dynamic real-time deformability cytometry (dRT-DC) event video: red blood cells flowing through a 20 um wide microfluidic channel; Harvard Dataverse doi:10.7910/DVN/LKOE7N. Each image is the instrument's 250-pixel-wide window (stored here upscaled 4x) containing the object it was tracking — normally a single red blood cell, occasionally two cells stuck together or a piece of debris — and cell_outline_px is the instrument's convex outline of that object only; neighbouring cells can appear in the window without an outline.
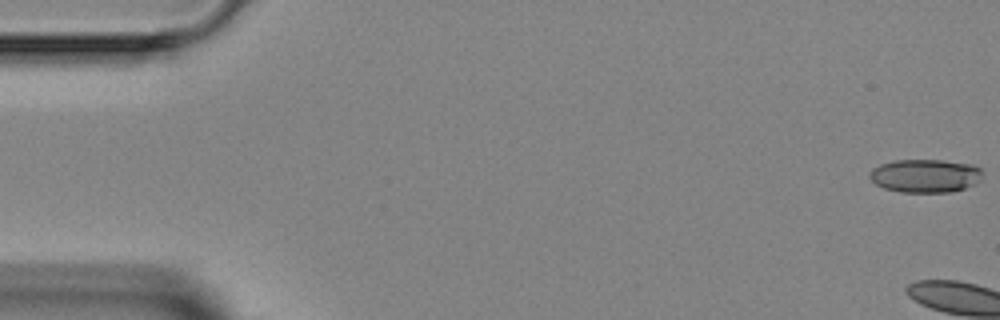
{"species": "Egyptian fruit bat (a non-hibernating species)", "species_latin": "Rousettus aegyptiacus", "temperature_condition": "room temperature", "stored_images_in_passage": 3, "camera_frame_rate_fps": 3000, "um_per_image_px": 0.085, "animal": {"sex": "female"}, "frame": {"image": 1, "passage_image": 1, "time_ms": 0.0, "image_size_px": [1000, 320], "cell_outline_px": [[984, 172], [980, 180], [964, 188], [952, 192], [900, 192], [884, 188], [876, 184], [868, 176], [868, 172], [872, 168], [880, 164], [896, 160], [944, 160], [972, 164], [980, 168]], "centroid_in_image_um": [78.64, 14.93], "position_along_channel_um": 6.4, "area_um2": 22.08}}